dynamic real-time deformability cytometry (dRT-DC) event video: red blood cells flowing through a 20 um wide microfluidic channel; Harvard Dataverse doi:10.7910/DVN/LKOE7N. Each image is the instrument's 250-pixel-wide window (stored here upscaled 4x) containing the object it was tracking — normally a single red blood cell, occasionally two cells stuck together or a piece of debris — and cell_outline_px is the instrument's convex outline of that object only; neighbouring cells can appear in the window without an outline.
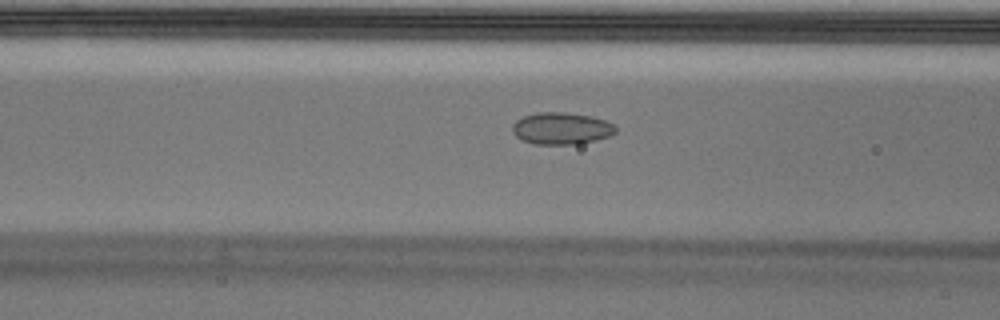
{"species": "Egyptian fruit bat (a non-hibernating species)", "species_latin": "Rousettus aegyptiacus", "temperature_condition": "cold", "stored_images_in_passage": 54, "camera_frame_rate_fps": 3000, "um_per_image_px": 0.085, "animal": {"sex": "male"}, "frame": {"image": 1, "passage_image": 20, "time_ms": 6.333, "image_size_px": [1000, 320], "cell_outline_px": [[616, 132], [608, 136], [596, 140], [580, 144], [536, 144], [524, 140], [516, 136], [512, 132], [512, 124], [516, 120], [524, 116], [536, 112], [564, 112], [592, 116], [604, 120], [612, 124], [616, 128]], "centroid_in_image_um": [47.7, 10.91], "position_along_channel_um": 118.9, "area_um2": 19.19}}
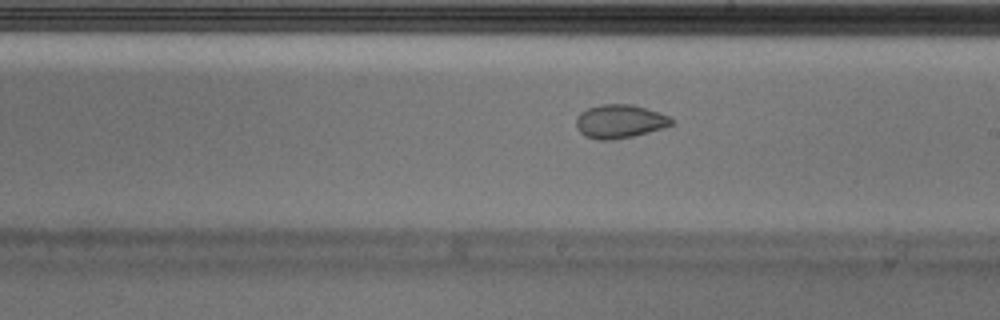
{"frame": {"image": 2, "passage_image": 30, "time_ms": 9.667, "image_size_px": [1000, 320], "cell_outline_px": [[672, 124], [664, 128], [632, 136], [612, 140], [596, 140], [584, 136], [576, 128], [576, 120], [580, 112], [588, 108], [600, 104], [632, 104], [672, 116]], "centroid_in_image_um": [52.66, 10.32], "position_along_channel_um": 236.3, "area_um2": 18.79}}
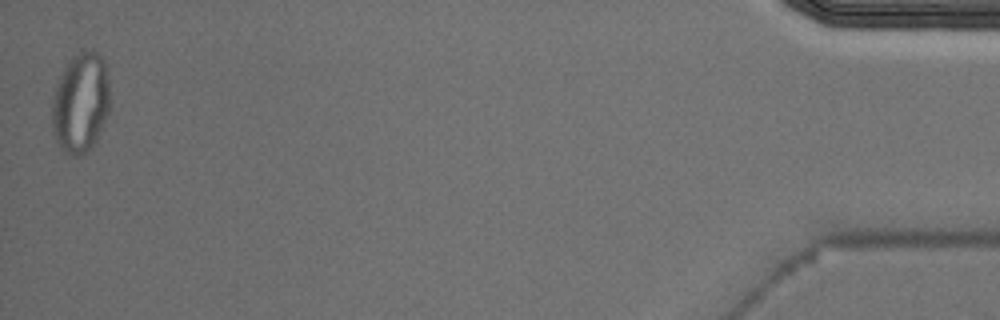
{"frame": {"image": 3, "passage_image": 54, "time_ms": 17.667, "image_size_px": [1000, 320], "cell_outline_px": [[112, 100], [108, 112], [96, 140], [92, 148], [80, 156], [68, 156], [60, 148], [56, 140], [52, 128], [52, 100], [60, 76], [64, 68], [72, 56], [80, 52], [92, 48], [100, 52], [104, 60], [108, 72]], "centroid_in_image_um": [6.89, 8.72], "position_along_channel_um": 428.3, "area_um2": 34.56}, "authors_computed_cell_mechanics": {"area_um2": 20.2878, "velocity_mm_per_s": 3.5199, "shape_relaxation_time_tau1_ms": null, "shape_relaxation_time_tau2_ms": 1.6473, "deformation_change_tau1": null, "deformation_change_tau2": 0.0436}}